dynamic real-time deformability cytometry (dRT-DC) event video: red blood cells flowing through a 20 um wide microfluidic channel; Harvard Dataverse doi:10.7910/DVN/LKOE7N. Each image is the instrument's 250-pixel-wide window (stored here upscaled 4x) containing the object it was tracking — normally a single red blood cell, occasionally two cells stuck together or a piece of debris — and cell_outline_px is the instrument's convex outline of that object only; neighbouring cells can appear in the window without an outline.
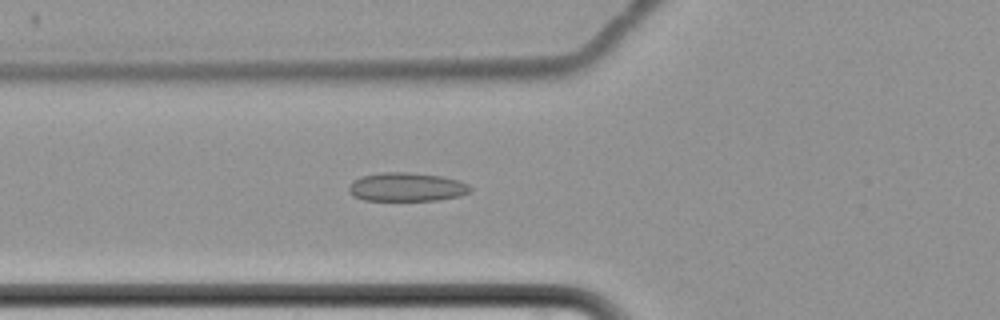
{"species": "common noctule bat (a hibernating species)", "species_latin": "Nyctalus noctula", "temperature_condition": "cold", "stored_images_in_passage": 66, "camera_frame_rate_fps": 3000, "um_per_image_px": 0.085, "animal": {"sex": "female", "body_mass_g": 22.7, "forearm_length_mm": 54.2}, "frame": {"image": 1, "passage_image": 28, "time_ms": 9.0, "image_size_px": [1000, 320], "cell_outline_px": [[472, 188], [468, 192], [460, 196], [436, 200], [364, 200], [352, 196], [348, 192], [348, 184], [360, 176], [380, 172], [408, 172], [440, 176], [460, 180], [468, 184]], "centroid_in_image_um": [34.52, 15.89], "position_along_channel_um": 91.3, "area_um2": 20.46}}
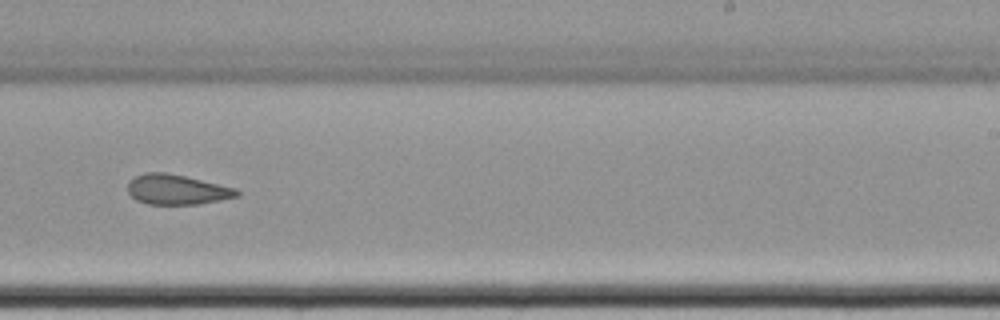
{"frame": {"image": 2, "passage_image": 44, "time_ms": 14.333, "image_size_px": [1000, 320], "cell_outline_px": [[240, 196], [220, 200], [196, 204], [148, 204], [136, 200], [128, 192], [128, 184], [136, 176], [144, 172], [164, 172], [184, 176], [236, 188], [240, 192]], "centroid_in_image_um": [15.04, 16.11], "position_along_channel_um": 274.0, "area_um2": 18.9}}
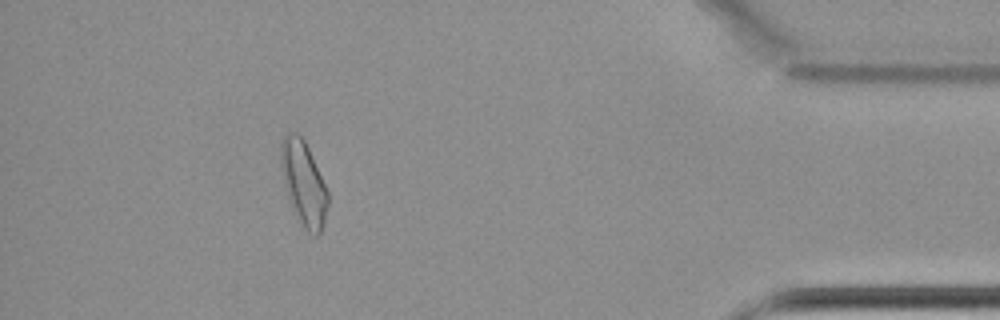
{"frame": {"image": 3, "passage_image": 60, "time_ms": 19.667, "image_size_px": [1000, 320], "cell_outline_px": [[328, 204], [324, 224], [320, 232], [316, 236], [308, 232], [304, 228], [296, 216], [288, 200], [280, 168], [280, 140], [288, 132], [296, 132], [304, 140], [308, 148], [328, 192]], "centroid_in_image_um": [25.77, 15.57], "position_along_channel_um": 409.4, "area_um2": 23.12}, "authors_computed_cell_mechanics": {"area_um2": 21.2704, "velocity_mm_per_s": 3.4332, "shape_relaxation_time_tau1_ms": null, "shape_relaxation_time_tau2_ms": 3.9302, "deformation_change_tau1": null, "deformation_change_tau2": 0.0988}}